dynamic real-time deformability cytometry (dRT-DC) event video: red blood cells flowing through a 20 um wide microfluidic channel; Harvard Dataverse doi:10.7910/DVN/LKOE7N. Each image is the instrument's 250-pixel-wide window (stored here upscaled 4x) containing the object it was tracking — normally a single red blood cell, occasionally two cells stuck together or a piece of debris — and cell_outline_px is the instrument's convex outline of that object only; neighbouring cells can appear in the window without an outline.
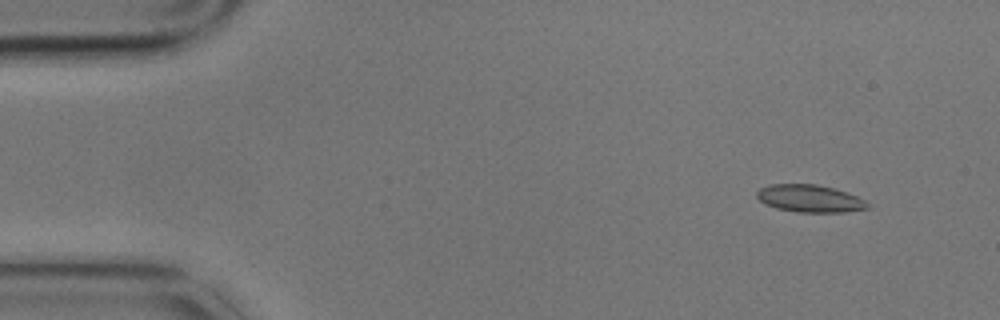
{"species": "common noctule bat (a hibernating species)", "species_latin": "Nyctalus noctula", "temperature_condition": "cold", "stored_images_in_passage": 4, "camera_frame_rate_fps": 3000, "um_per_image_px": 0.085, "animal": {"sex": "male", "body_mass_g": 17.9}, "frame": {"image": 1, "passage_image": 2, "time_ms": 0.333, "image_size_px": [1000, 320], "cell_outline_px": [[868, 208], [844, 212], [796, 212], [776, 208], [764, 204], [756, 196], [756, 192], [760, 188], [768, 184], [816, 184], [848, 192], [864, 200], [868, 204]], "centroid_in_image_um": [68.79, 16.87], "position_along_channel_um": 16.2, "area_um2": 17.69}}